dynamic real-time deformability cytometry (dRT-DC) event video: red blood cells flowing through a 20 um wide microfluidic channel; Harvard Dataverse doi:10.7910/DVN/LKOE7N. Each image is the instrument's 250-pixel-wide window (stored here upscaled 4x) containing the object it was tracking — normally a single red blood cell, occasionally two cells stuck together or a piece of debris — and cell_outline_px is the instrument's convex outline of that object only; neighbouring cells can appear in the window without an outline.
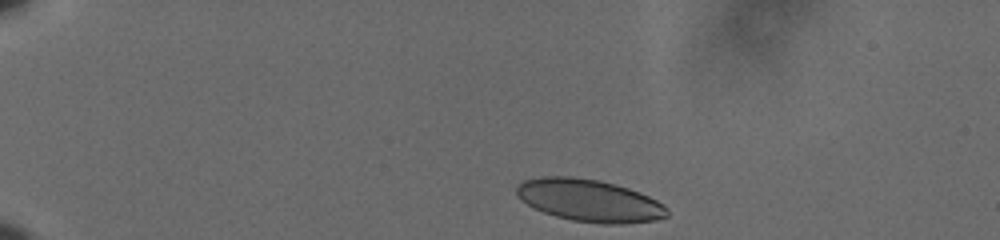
{"species": "human", "species_latin": "Homo sapiens", "temperature_condition": "cold", "stored_images_in_passage": 23, "camera_frame_rate_fps": 3000, "um_per_image_px": 0.085, "donor": {"sex": "male"}, "frame": {"image": 1, "passage_image": 1, "time_ms": 0.0, "image_size_px": [1000, 240], "cell_outline_px": [[668, 216], [656, 220], [624, 224], [600, 224], [572, 220], [556, 216], [544, 212], [520, 200], [516, 196], [516, 184], [524, 180], [540, 176], [572, 176], [600, 180], [628, 188], [640, 192], [664, 204], [668, 208]], "centroid_in_image_um": [50.09, 17.03], "position_along_channel_um": 34.9, "area_um2": 37.4}}
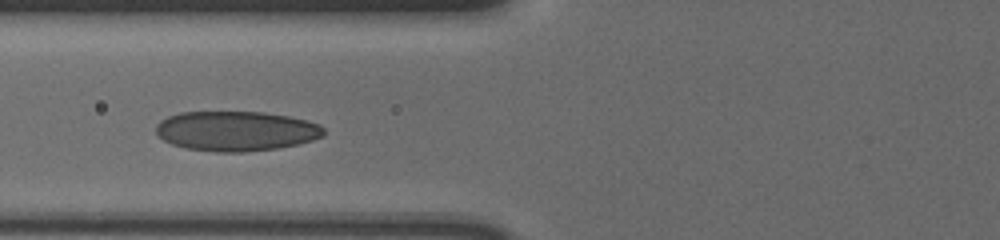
{"frame": {"image": 2, "passage_image": 14, "time_ms": 4.333, "image_size_px": [1000, 240], "cell_outline_px": [[324, 136], [312, 140], [296, 144], [276, 148], [244, 152], [216, 152], [184, 148], [172, 144], [164, 140], [156, 132], [156, 124], [160, 120], [168, 116], [180, 112], [264, 112], [288, 116], [308, 120], [320, 124], [324, 128]], "centroid_in_image_um": [20.07, 11.13], "position_along_channel_um": 105.7, "area_um2": 39.07}}
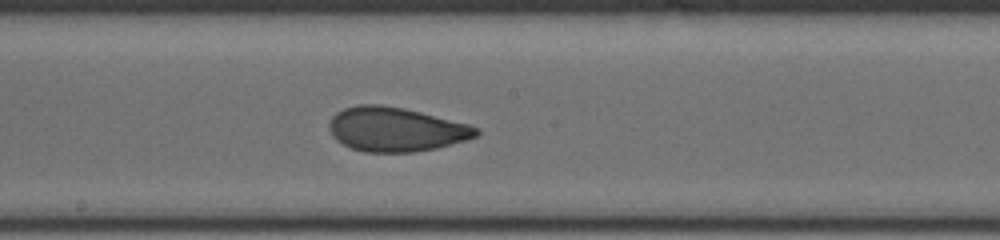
{"frame": {"image": 3, "passage_image": 23, "time_ms": 7.333, "image_size_px": [1000, 240], "cell_outline_px": [[480, 132], [476, 136], [464, 140], [436, 148], [412, 152], [364, 152], [352, 148], [336, 140], [332, 136], [328, 128], [328, 124], [332, 116], [336, 112], [344, 108], [360, 104], [380, 104], [404, 108], [468, 124], [480, 128]], "centroid_in_image_um": [33.6, 10.99], "position_along_channel_um": 214.6, "area_um2": 37.8}}